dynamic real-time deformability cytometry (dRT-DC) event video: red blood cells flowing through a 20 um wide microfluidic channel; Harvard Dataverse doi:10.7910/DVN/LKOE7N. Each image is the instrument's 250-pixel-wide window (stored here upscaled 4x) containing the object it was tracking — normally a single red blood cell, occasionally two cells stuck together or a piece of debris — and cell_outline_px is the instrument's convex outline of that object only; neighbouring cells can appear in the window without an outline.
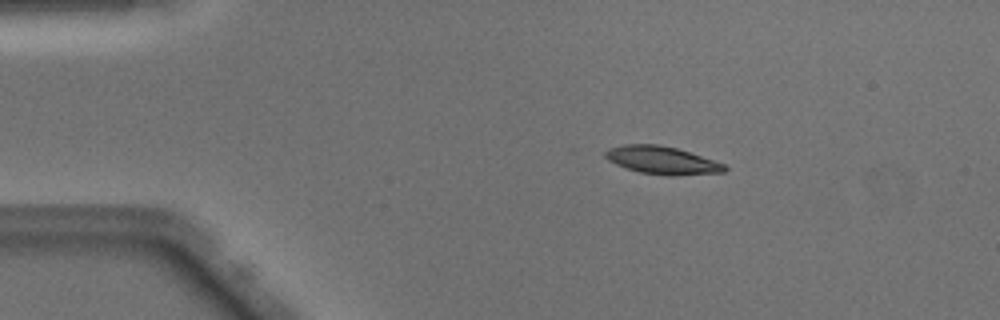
{"species": "Egyptian fruit bat (a non-hibernating species)", "species_latin": "Rousettus aegyptiacus", "temperature_condition": "warm", "stored_images_in_passage": 49, "camera_frame_rate_fps": 3000, "um_per_image_px": 0.085, "animal": {"sex": "male"}, "frame": {"image": 1, "passage_image": 8, "time_ms": 2.333, "image_size_px": [1000, 320], "cell_outline_px": [[728, 168], [724, 172], [672, 176], [640, 172], [624, 168], [608, 160], [604, 156], [604, 152], [612, 148], [624, 144], [660, 144], [676, 148], [724, 164]], "centroid_in_image_um": [56.25, 13.62], "position_along_channel_um": 28.8, "area_um2": 19.13}}
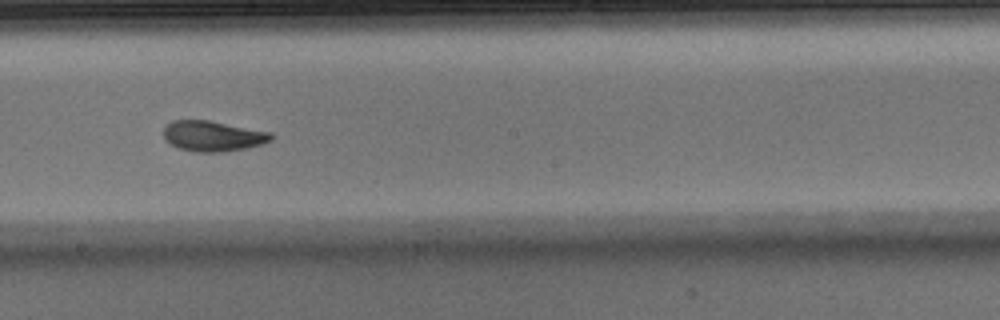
{"frame": {"image": 2, "passage_image": 27, "time_ms": 8.667, "image_size_px": [1000, 320], "cell_outline_px": [[276, 136], [272, 140], [248, 148], [224, 152], [196, 152], [180, 148], [164, 140], [164, 128], [172, 120], [208, 120], [272, 132]], "centroid_in_image_um": [18.13, 11.56], "position_along_channel_um": 230.1, "area_um2": 19.19}}
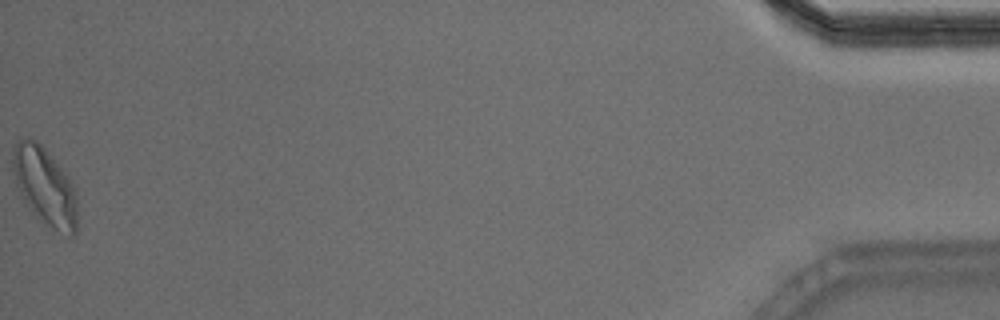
{"frame": {"image": 3, "passage_image": 49, "time_ms": 16.0, "image_size_px": [1000, 320], "cell_outline_px": [[76, 232], [72, 236], [68, 236], [52, 228], [36, 216], [32, 212], [24, 200], [16, 184], [12, 168], [12, 148], [16, 140], [28, 136], [36, 140], [44, 148], [68, 176], [76, 188]], "centroid_in_image_um": [3.79, 15.79], "position_along_channel_um": 431.4, "area_um2": 29.3}, "authors_computed_cell_mechanics": {"area_um2": 19.1896, "velocity_mm_per_s": 4.0876, "shape_relaxation_time_tau1_ms": 2.6468, "shape_relaxation_time_tau2_ms": 1.5251, "deformation_change_tau1": 0.1495, "deformation_change_tau2": 0.0694}}